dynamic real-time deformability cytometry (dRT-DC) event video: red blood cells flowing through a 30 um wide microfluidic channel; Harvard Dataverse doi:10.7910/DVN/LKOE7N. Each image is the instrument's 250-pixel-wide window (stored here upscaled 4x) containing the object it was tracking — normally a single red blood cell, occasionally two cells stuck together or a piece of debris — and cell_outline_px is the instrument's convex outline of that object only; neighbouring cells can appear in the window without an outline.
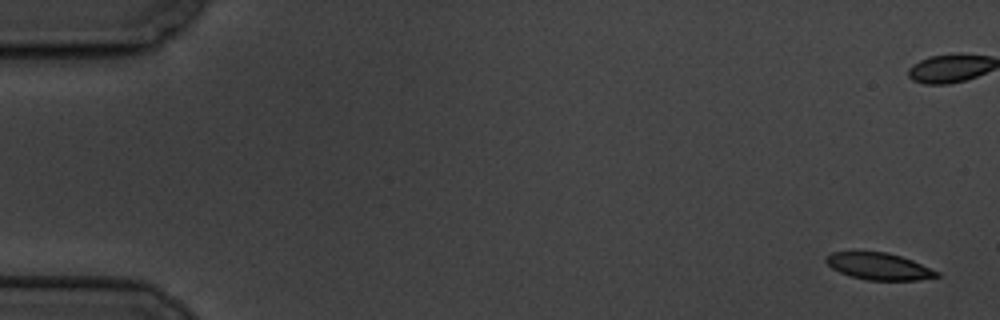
{"species": "common noctule bat (a hibernating species)", "species_latin": "Nyctalus noctula", "temperature_condition": "cold", "stored_images_in_passage": 8, "camera_frame_rate_fps": 3000, "um_per_image_px": 0.085, "animal": {"sex": "male", "body_mass_g": 19.5, "forearm_length_mm": 54.6}, "frame": {"image": 1, "passage_image": 1, "time_ms": 0.0, "image_size_px": [1000, 320], "cell_outline_px": [[940, 276], [916, 280], [868, 280], [848, 276], [832, 268], [824, 260], [824, 256], [832, 252], [888, 252], [912, 260], [940, 272]], "centroid_in_image_um": [74.68, 22.64], "position_along_channel_um": 10.3, "area_um2": 17.34}}
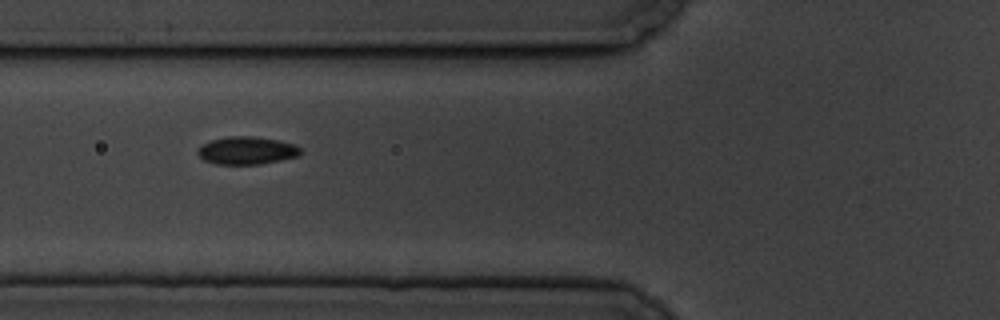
{"frame": {"image": 2, "passage_image": 7, "time_ms": 8.0, "image_size_px": [1000, 320], "cell_outline_px": [[300, 152], [296, 156], [280, 160], [260, 164], [216, 164], [204, 160], [196, 152], [204, 144], [212, 140], [228, 136], [252, 136], [280, 140], [296, 144], [300, 148]], "centroid_in_image_um": [20.99, 12.79], "position_along_channel_um": 104.8, "area_um2": 16.47}}
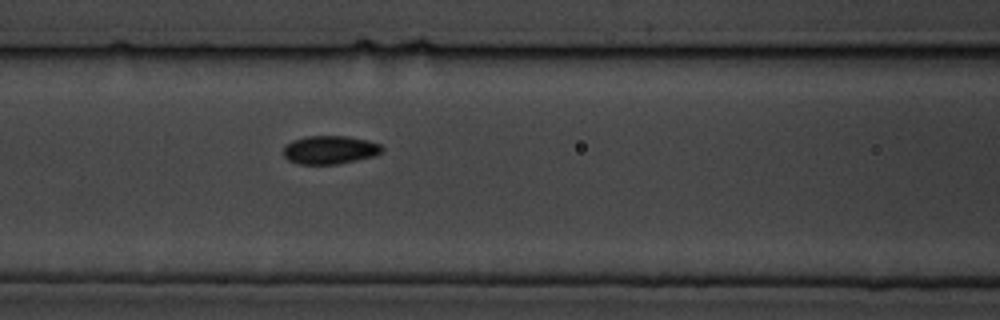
{"frame": {"image": 3, "passage_image": 8, "time_ms": 9.0, "image_size_px": [1000, 320], "cell_outline_px": [[384, 148], [376, 156], [336, 164], [300, 164], [288, 160], [284, 156], [284, 148], [292, 140], [304, 136], [348, 136], [368, 140], [380, 144]], "centroid_in_image_um": [28.05, 12.73], "position_along_channel_um": 138.5, "area_um2": 16.3}}